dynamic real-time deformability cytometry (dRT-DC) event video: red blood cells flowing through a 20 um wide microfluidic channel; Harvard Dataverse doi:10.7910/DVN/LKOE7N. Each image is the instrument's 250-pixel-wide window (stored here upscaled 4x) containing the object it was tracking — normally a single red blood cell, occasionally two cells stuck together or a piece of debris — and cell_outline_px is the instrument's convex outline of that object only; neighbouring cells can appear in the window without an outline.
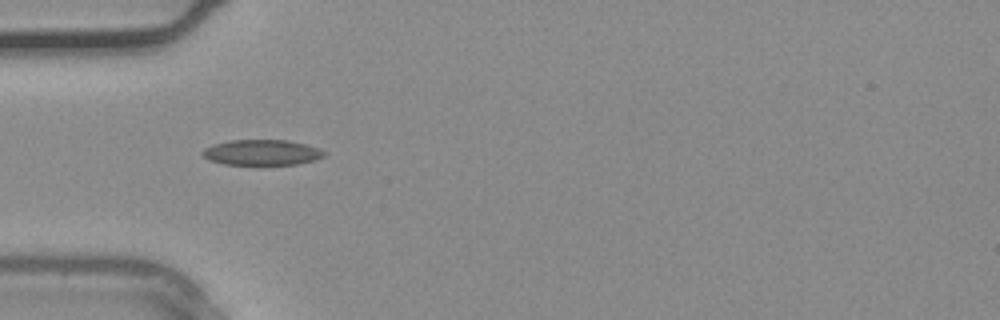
{"species": "common noctule bat (a hibernating species)", "species_latin": "Nyctalus noctula", "temperature_condition": "warm", "stored_images_in_passage": 36, "camera_frame_rate_fps": 3000, "um_per_image_px": 0.085, "animal": {"sex": "male", "body_mass_g": 20.4}, "frame": {"image": 1, "passage_image": 11, "time_ms": 3.333, "image_size_px": [1000, 320], "cell_outline_px": [[324, 156], [316, 160], [296, 164], [224, 164], [208, 160], [200, 156], [200, 152], [204, 148], [212, 144], [232, 140], [288, 140], [320, 148], [324, 152]], "centroid_in_image_um": [22.2, 12.95], "position_along_channel_um": 62.8, "area_um2": 18.15}}